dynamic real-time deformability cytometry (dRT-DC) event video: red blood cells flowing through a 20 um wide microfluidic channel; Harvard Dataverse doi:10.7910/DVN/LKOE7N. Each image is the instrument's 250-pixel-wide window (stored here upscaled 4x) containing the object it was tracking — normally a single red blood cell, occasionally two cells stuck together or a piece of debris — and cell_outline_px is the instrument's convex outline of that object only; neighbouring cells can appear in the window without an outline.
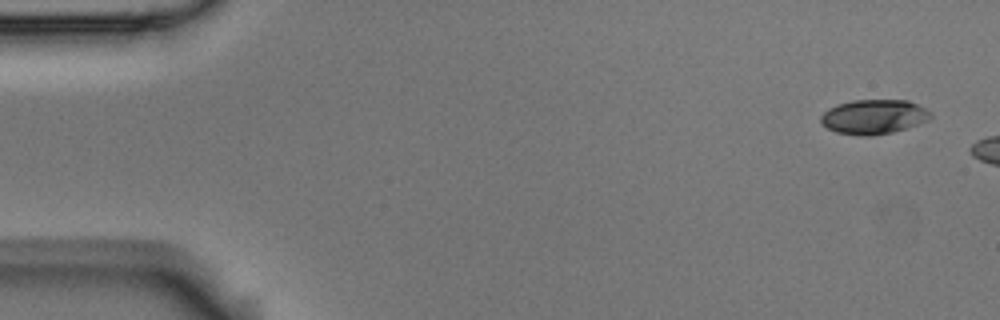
{"species": "Egyptian fruit bat (a non-hibernating species)", "species_latin": "Rousettus aegyptiacus", "temperature_condition": "room temperature", "stored_images_in_passage": 4, "camera_frame_rate_fps": 3000, "um_per_image_px": 0.085, "animal": {"sex": "male"}, "frame": {"image": 1, "passage_image": 1, "time_ms": 0.0, "image_size_px": [1000, 320], "cell_outline_px": [[932, 116], [928, 120], [892, 132], [868, 136], [860, 136], [836, 132], [828, 128], [820, 120], [820, 116], [828, 108], [836, 104], [852, 100], [908, 100], [932, 112]], "centroid_in_image_um": [74.24, 9.91], "position_along_channel_um": 10.8, "area_um2": 21.96}}